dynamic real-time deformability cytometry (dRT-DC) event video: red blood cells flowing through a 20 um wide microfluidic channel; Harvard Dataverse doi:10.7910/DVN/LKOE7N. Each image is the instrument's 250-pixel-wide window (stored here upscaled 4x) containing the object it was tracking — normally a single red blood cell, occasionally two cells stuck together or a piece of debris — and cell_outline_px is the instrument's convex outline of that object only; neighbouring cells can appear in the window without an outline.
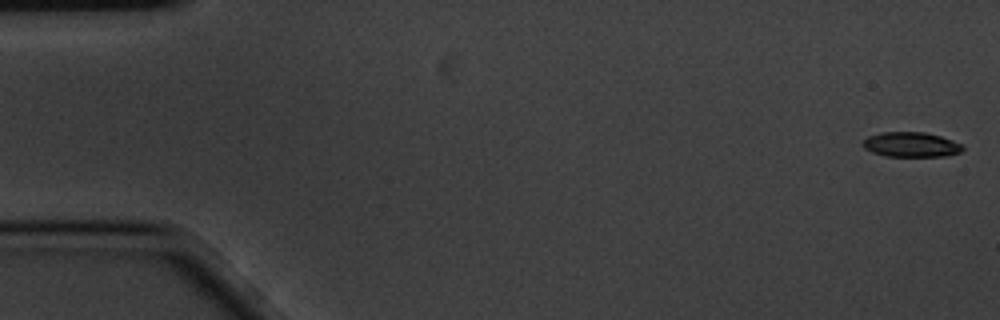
{"species": "common noctule bat (a hibernating species)", "species_latin": "Nyctalus noctula", "temperature_condition": "cold", "stored_images_in_passage": 5, "camera_frame_rate_fps": 3000, "um_per_image_px": 0.085, "animal": {"sex": "male", "body_mass_g": 20.1, "forearm_length_mm": 53.5}, "frame": {"image": 1, "passage_image": 1, "time_ms": 0.0, "image_size_px": [1000, 320], "cell_outline_px": [[964, 148], [960, 152], [944, 156], [884, 156], [872, 152], [864, 148], [860, 144], [868, 136], [884, 132], [924, 132], [940, 136], [952, 140], [960, 144]], "centroid_in_image_um": [77.4, 12.29], "position_along_channel_um": 7.6, "area_um2": 14.39}}
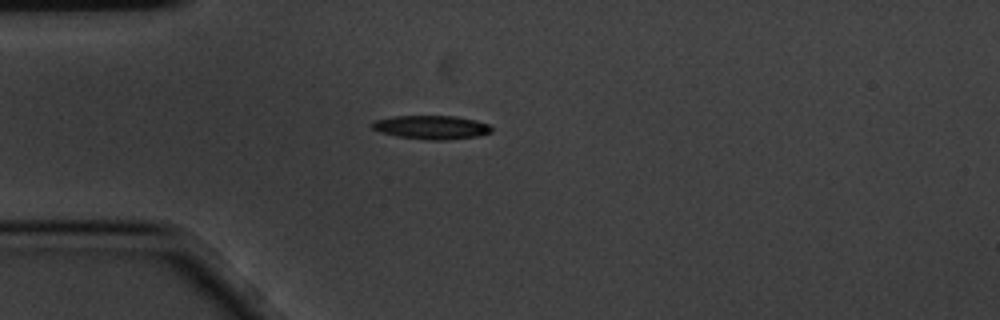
{"frame": {"image": 2, "passage_image": 5, "time_ms": 1.333, "image_size_px": [1000, 320], "cell_outline_px": [[492, 132], [476, 136], [444, 140], [428, 140], [396, 136], [380, 132], [372, 128], [372, 124], [376, 120], [392, 116], [456, 116], [476, 120], [488, 124], [492, 128]], "centroid_in_image_um": [36.67, 10.82], "position_along_channel_um": 48.3, "area_um2": 16.42}}